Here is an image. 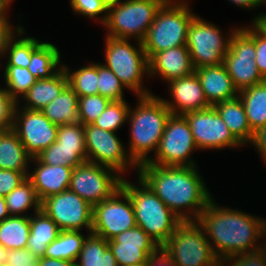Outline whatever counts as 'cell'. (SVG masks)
<instances>
[{
  "label": "cell",
  "mask_w": 266,
  "mask_h": 266,
  "mask_svg": "<svg viewBox=\"0 0 266 266\" xmlns=\"http://www.w3.org/2000/svg\"><path fill=\"white\" fill-rule=\"evenodd\" d=\"M39 260L27 248L7 251L6 263L10 266H38Z\"/></svg>",
  "instance_id": "cell-46"
},
{
  "label": "cell",
  "mask_w": 266,
  "mask_h": 266,
  "mask_svg": "<svg viewBox=\"0 0 266 266\" xmlns=\"http://www.w3.org/2000/svg\"><path fill=\"white\" fill-rule=\"evenodd\" d=\"M75 266H119L108 241L90 233L83 244Z\"/></svg>",
  "instance_id": "cell-30"
},
{
  "label": "cell",
  "mask_w": 266,
  "mask_h": 266,
  "mask_svg": "<svg viewBox=\"0 0 266 266\" xmlns=\"http://www.w3.org/2000/svg\"><path fill=\"white\" fill-rule=\"evenodd\" d=\"M122 179L113 169L86 161L73 168L69 190L93 207L110 198L121 187Z\"/></svg>",
  "instance_id": "cell-13"
},
{
  "label": "cell",
  "mask_w": 266,
  "mask_h": 266,
  "mask_svg": "<svg viewBox=\"0 0 266 266\" xmlns=\"http://www.w3.org/2000/svg\"><path fill=\"white\" fill-rule=\"evenodd\" d=\"M199 169L143 163L137 175L182 221L197 220L214 196Z\"/></svg>",
  "instance_id": "cell-1"
},
{
  "label": "cell",
  "mask_w": 266,
  "mask_h": 266,
  "mask_svg": "<svg viewBox=\"0 0 266 266\" xmlns=\"http://www.w3.org/2000/svg\"><path fill=\"white\" fill-rule=\"evenodd\" d=\"M162 248L176 266H219L220 260L197 220L181 221Z\"/></svg>",
  "instance_id": "cell-9"
},
{
  "label": "cell",
  "mask_w": 266,
  "mask_h": 266,
  "mask_svg": "<svg viewBox=\"0 0 266 266\" xmlns=\"http://www.w3.org/2000/svg\"><path fill=\"white\" fill-rule=\"evenodd\" d=\"M130 104L126 99L111 101L106 109L92 123L107 131L116 132L126 126Z\"/></svg>",
  "instance_id": "cell-38"
},
{
  "label": "cell",
  "mask_w": 266,
  "mask_h": 266,
  "mask_svg": "<svg viewBox=\"0 0 266 266\" xmlns=\"http://www.w3.org/2000/svg\"><path fill=\"white\" fill-rule=\"evenodd\" d=\"M136 98V106L130 104L127 116L129 138L126 149L133 162L140 166L156 153L172 113L162 97L154 93Z\"/></svg>",
  "instance_id": "cell-3"
},
{
  "label": "cell",
  "mask_w": 266,
  "mask_h": 266,
  "mask_svg": "<svg viewBox=\"0 0 266 266\" xmlns=\"http://www.w3.org/2000/svg\"><path fill=\"white\" fill-rule=\"evenodd\" d=\"M135 179L137 180L131 182L129 178H123L121 188L132 201L137 226L162 247L182 220L138 175Z\"/></svg>",
  "instance_id": "cell-4"
},
{
  "label": "cell",
  "mask_w": 266,
  "mask_h": 266,
  "mask_svg": "<svg viewBox=\"0 0 266 266\" xmlns=\"http://www.w3.org/2000/svg\"><path fill=\"white\" fill-rule=\"evenodd\" d=\"M36 158L47 165L74 168L87 161V152L86 149L61 148L57 142H53L48 148L41 151Z\"/></svg>",
  "instance_id": "cell-36"
},
{
  "label": "cell",
  "mask_w": 266,
  "mask_h": 266,
  "mask_svg": "<svg viewBox=\"0 0 266 266\" xmlns=\"http://www.w3.org/2000/svg\"><path fill=\"white\" fill-rule=\"evenodd\" d=\"M67 73L68 85L78 97L98 94V62L88 61L85 65L72 70L70 65L62 62Z\"/></svg>",
  "instance_id": "cell-33"
},
{
  "label": "cell",
  "mask_w": 266,
  "mask_h": 266,
  "mask_svg": "<svg viewBox=\"0 0 266 266\" xmlns=\"http://www.w3.org/2000/svg\"><path fill=\"white\" fill-rule=\"evenodd\" d=\"M107 9L119 5L123 0H102Z\"/></svg>",
  "instance_id": "cell-58"
},
{
  "label": "cell",
  "mask_w": 266,
  "mask_h": 266,
  "mask_svg": "<svg viewBox=\"0 0 266 266\" xmlns=\"http://www.w3.org/2000/svg\"><path fill=\"white\" fill-rule=\"evenodd\" d=\"M69 6L75 16L89 18L99 25L107 20L108 9L102 0H69Z\"/></svg>",
  "instance_id": "cell-40"
},
{
  "label": "cell",
  "mask_w": 266,
  "mask_h": 266,
  "mask_svg": "<svg viewBox=\"0 0 266 266\" xmlns=\"http://www.w3.org/2000/svg\"><path fill=\"white\" fill-rule=\"evenodd\" d=\"M60 48L43 41L32 53L28 70L37 79L50 78L62 67Z\"/></svg>",
  "instance_id": "cell-28"
},
{
  "label": "cell",
  "mask_w": 266,
  "mask_h": 266,
  "mask_svg": "<svg viewBox=\"0 0 266 266\" xmlns=\"http://www.w3.org/2000/svg\"><path fill=\"white\" fill-rule=\"evenodd\" d=\"M26 153L36 158L41 151L56 142L58 125L53 124L39 110H29L16 105L13 127Z\"/></svg>",
  "instance_id": "cell-17"
},
{
  "label": "cell",
  "mask_w": 266,
  "mask_h": 266,
  "mask_svg": "<svg viewBox=\"0 0 266 266\" xmlns=\"http://www.w3.org/2000/svg\"><path fill=\"white\" fill-rule=\"evenodd\" d=\"M219 266H266V258L261 250H257L221 260Z\"/></svg>",
  "instance_id": "cell-44"
},
{
  "label": "cell",
  "mask_w": 266,
  "mask_h": 266,
  "mask_svg": "<svg viewBox=\"0 0 266 266\" xmlns=\"http://www.w3.org/2000/svg\"><path fill=\"white\" fill-rule=\"evenodd\" d=\"M230 4L235 5V7L245 10L254 11L258 8L265 7V0H227ZM261 6V7H260ZM254 9V10H253Z\"/></svg>",
  "instance_id": "cell-51"
},
{
  "label": "cell",
  "mask_w": 266,
  "mask_h": 266,
  "mask_svg": "<svg viewBox=\"0 0 266 266\" xmlns=\"http://www.w3.org/2000/svg\"><path fill=\"white\" fill-rule=\"evenodd\" d=\"M254 42H255V62L258 72L264 78L266 77V37L254 27Z\"/></svg>",
  "instance_id": "cell-48"
},
{
  "label": "cell",
  "mask_w": 266,
  "mask_h": 266,
  "mask_svg": "<svg viewBox=\"0 0 266 266\" xmlns=\"http://www.w3.org/2000/svg\"><path fill=\"white\" fill-rule=\"evenodd\" d=\"M20 22L22 21L20 20L15 26L11 19L0 20V62L3 61L9 42L24 27Z\"/></svg>",
  "instance_id": "cell-45"
},
{
  "label": "cell",
  "mask_w": 266,
  "mask_h": 266,
  "mask_svg": "<svg viewBox=\"0 0 266 266\" xmlns=\"http://www.w3.org/2000/svg\"><path fill=\"white\" fill-rule=\"evenodd\" d=\"M163 4L162 0H123L108 9L107 20L100 27L108 37L142 42Z\"/></svg>",
  "instance_id": "cell-7"
},
{
  "label": "cell",
  "mask_w": 266,
  "mask_h": 266,
  "mask_svg": "<svg viewBox=\"0 0 266 266\" xmlns=\"http://www.w3.org/2000/svg\"><path fill=\"white\" fill-rule=\"evenodd\" d=\"M87 161L113 169L123 178L138 166L128 155L126 143L116 132L103 130L93 124L84 125ZM126 174V175H125Z\"/></svg>",
  "instance_id": "cell-12"
},
{
  "label": "cell",
  "mask_w": 266,
  "mask_h": 266,
  "mask_svg": "<svg viewBox=\"0 0 266 266\" xmlns=\"http://www.w3.org/2000/svg\"><path fill=\"white\" fill-rule=\"evenodd\" d=\"M83 232L61 230L57 238L48 245L44 257L76 262L84 241L90 234Z\"/></svg>",
  "instance_id": "cell-34"
},
{
  "label": "cell",
  "mask_w": 266,
  "mask_h": 266,
  "mask_svg": "<svg viewBox=\"0 0 266 266\" xmlns=\"http://www.w3.org/2000/svg\"><path fill=\"white\" fill-rule=\"evenodd\" d=\"M5 200L10 216H31L41 210V201L28 178L5 196Z\"/></svg>",
  "instance_id": "cell-31"
},
{
  "label": "cell",
  "mask_w": 266,
  "mask_h": 266,
  "mask_svg": "<svg viewBox=\"0 0 266 266\" xmlns=\"http://www.w3.org/2000/svg\"><path fill=\"white\" fill-rule=\"evenodd\" d=\"M13 0H0V20L10 19V10L13 5ZM10 9V10H9Z\"/></svg>",
  "instance_id": "cell-54"
},
{
  "label": "cell",
  "mask_w": 266,
  "mask_h": 266,
  "mask_svg": "<svg viewBox=\"0 0 266 266\" xmlns=\"http://www.w3.org/2000/svg\"><path fill=\"white\" fill-rule=\"evenodd\" d=\"M147 266H176L170 256L160 247L149 256Z\"/></svg>",
  "instance_id": "cell-50"
},
{
  "label": "cell",
  "mask_w": 266,
  "mask_h": 266,
  "mask_svg": "<svg viewBox=\"0 0 266 266\" xmlns=\"http://www.w3.org/2000/svg\"><path fill=\"white\" fill-rule=\"evenodd\" d=\"M111 101L100 94L78 97V111L83 125L92 124Z\"/></svg>",
  "instance_id": "cell-41"
},
{
  "label": "cell",
  "mask_w": 266,
  "mask_h": 266,
  "mask_svg": "<svg viewBox=\"0 0 266 266\" xmlns=\"http://www.w3.org/2000/svg\"><path fill=\"white\" fill-rule=\"evenodd\" d=\"M30 216H9L0 222V244L8 251L27 248Z\"/></svg>",
  "instance_id": "cell-35"
},
{
  "label": "cell",
  "mask_w": 266,
  "mask_h": 266,
  "mask_svg": "<svg viewBox=\"0 0 266 266\" xmlns=\"http://www.w3.org/2000/svg\"><path fill=\"white\" fill-rule=\"evenodd\" d=\"M191 6L192 3L163 4L142 41L148 59L154 53L186 46L188 28L196 15Z\"/></svg>",
  "instance_id": "cell-6"
},
{
  "label": "cell",
  "mask_w": 266,
  "mask_h": 266,
  "mask_svg": "<svg viewBox=\"0 0 266 266\" xmlns=\"http://www.w3.org/2000/svg\"><path fill=\"white\" fill-rule=\"evenodd\" d=\"M250 23L261 33L266 37V12L260 11V13L257 12V14H253V17H251Z\"/></svg>",
  "instance_id": "cell-52"
},
{
  "label": "cell",
  "mask_w": 266,
  "mask_h": 266,
  "mask_svg": "<svg viewBox=\"0 0 266 266\" xmlns=\"http://www.w3.org/2000/svg\"><path fill=\"white\" fill-rule=\"evenodd\" d=\"M127 266H147V264H139V265H127Z\"/></svg>",
  "instance_id": "cell-60"
},
{
  "label": "cell",
  "mask_w": 266,
  "mask_h": 266,
  "mask_svg": "<svg viewBox=\"0 0 266 266\" xmlns=\"http://www.w3.org/2000/svg\"><path fill=\"white\" fill-rule=\"evenodd\" d=\"M199 151L189 123L183 115H171L154 156L146 162L159 166H197Z\"/></svg>",
  "instance_id": "cell-10"
},
{
  "label": "cell",
  "mask_w": 266,
  "mask_h": 266,
  "mask_svg": "<svg viewBox=\"0 0 266 266\" xmlns=\"http://www.w3.org/2000/svg\"><path fill=\"white\" fill-rule=\"evenodd\" d=\"M26 178L22 172L0 169V196H7Z\"/></svg>",
  "instance_id": "cell-47"
},
{
  "label": "cell",
  "mask_w": 266,
  "mask_h": 266,
  "mask_svg": "<svg viewBox=\"0 0 266 266\" xmlns=\"http://www.w3.org/2000/svg\"><path fill=\"white\" fill-rule=\"evenodd\" d=\"M235 26V27H234ZM241 25H234L224 34L220 26L195 15L188 28L186 47L194 69L224 63L231 37Z\"/></svg>",
  "instance_id": "cell-8"
},
{
  "label": "cell",
  "mask_w": 266,
  "mask_h": 266,
  "mask_svg": "<svg viewBox=\"0 0 266 266\" xmlns=\"http://www.w3.org/2000/svg\"><path fill=\"white\" fill-rule=\"evenodd\" d=\"M149 79H161L168 83L195 72L191 55L186 46L173 47L154 53L149 59Z\"/></svg>",
  "instance_id": "cell-20"
},
{
  "label": "cell",
  "mask_w": 266,
  "mask_h": 266,
  "mask_svg": "<svg viewBox=\"0 0 266 266\" xmlns=\"http://www.w3.org/2000/svg\"><path fill=\"white\" fill-rule=\"evenodd\" d=\"M253 133L266 125V83L263 81L239 91Z\"/></svg>",
  "instance_id": "cell-29"
},
{
  "label": "cell",
  "mask_w": 266,
  "mask_h": 266,
  "mask_svg": "<svg viewBox=\"0 0 266 266\" xmlns=\"http://www.w3.org/2000/svg\"><path fill=\"white\" fill-rule=\"evenodd\" d=\"M68 85L67 73L61 67L50 78L37 79L36 82L17 101L20 107L41 110L52 102Z\"/></svg>",
  "instance_id": "cell-23"
},
{
  "label": "cell",
  "mask_w": 266,
  "mask_h": 266,
  "mask_svg": "<svg viewBox=\"0 0 266 266\" xmlns=\"http://www.w3.org/2000/svg\"><path fill=\"white\" fill-rule=\"evenodd\" d=\"M108 245L119 266L148 264L149 256L160 248L139 226L108 240Z\"/></svg>",
  "instance_id": "cell-18"
},
{
  "label": "cell",
  "mask_w": 266,
  "mask_h": 266,
  "mask_svg": "<svg viewBox=\"0 0 266 266\" xmlns=\"http://www.w3.org/2000/svg\"><path fill=\"white\" fill-rule=\"evenodd\" d=\"M254 26L242 24L233 34L224 65L238 91L259 84L264 78L255 62Z\"/></svg>",
  "instance_id": "cell-11"
},
{
  "label": "cell",
  "mask_w": 266,
  "mask_h": 266,
  "mask_svg": "<svg viewBox=\"0 0 266 266\" xmlns=\"http://www.w3.org/2000/svg\"><path fill=\"white\" fill-rule=\"evenodd\" d=\"M136 226L132 201L121 187L110 198L93 206L91 233L107 241Z\"/></svg>",
  "instance_id": "cell-15"
},
{
  "label": "cell",
  "mask_w": 266,
  "mask_h": 266,
  "mask_svg": "<svg viewBox=\"0 0 266 266\" xmlns=\"http://www.w3.org/2000/svg\"><path fill=\"white\" fill-rule=\"evenodd\" d=\"M166 84L169 99L162 97V100L173 115H184L211 106L204 96L201 82L195 72Z\"/></svg>",
  "instance_id": "cell-19"
},
{
  "label": "cell",
  "mask_w": 266,
  "mask_h": 266,
  "mask_svg": "<svg viewBox=\"0 0 266 266\" xmlns=\"http://www.w3.org/2000/svg\"><path fill=\"white\" fill-rule=\"evenodd\" d=\"M125 90L128 91L118 77L98 62V94L110 101H121L125 99Z\"/></svg>",
  "instance_id": "cell-39"
},
{
  "label": "cell",
  "mask_w": 266,
  "mask_h": 266,
  "mask_svg": "<svg viewBox=\"0 0 266 266\" xmlns=\"http://www.w3.org/2000/svg\"><path fill=\"white\" fill-rule=\"evenodd\" d=\"M40 111L53 124L58 126L80 122L78 96L69 85Z\"/></svg>",
  "instance_id": "cell-27"
},
{
  "label": "cell",
  "mask_w": 266,
  "mask_h": 266,
  "mask_svg": "<svg viewBox=\"0 0 266 266\" xmlns=\"http://www.w3.org/2000/svg\"><path fill=\"white\" fill-rule=\"evenodd\" d=\"M31 159L13 129L0 131V169L15 170L28 177Z\"/></svg>",
  "instance_id": "cell-25"
},
{
  "label": "cell",
  "mask_w": 266,
  "mask_h": 266,
  "mask_svg": "<svg viewBox=\"0 0 266 266\" xmlns=\"http://www.w3.org/2000/svg\"><path fill=\"white\" fill-rule=\"evenodd\" d=\"M38 266H75V262L65 259L42 257Z\"/></svg>",
  "instance_id": "cell-53"
},
{
  "label": "cell",
  "mask_w": 266,
  "mask_h": 266,
  "mask_svg": "<svg viewBox=\"0 0 266 266\" xmlns=\"http://www.w3.org/2000/svg\"><path fill=\"white\" fill-rule=\"evenodd\" d=\"M7 250L0 244V266L6 264Z\"/></svg>",
  "instance_id": "cell-57"
},
{
  "label": "cell",
  "mask_w": 266,
  "mask_h": 266,
  "mask_svg": "<svg viewBox=\"0 0 266 266\" xmlns=\"http://www.w3.org/2000/svg\"><path fill=\"white\" fill-rule=\"evenodd\" d=\"M23 27L18 34L9 42L4 55V62L0 66H16L28 68L31 53L43 42L42 39L30 36ZM4 64V65H3Z\"/></svg>",
  "instance_id": "cell-32"
},
{
  "label": "cell",
  "mask_w": 266,
  "mask_h": 266,
  "mask_svg": "<svg viewBox=\"0 0 266 266\" xmlns=\"http://www.w3.org/2000/svg\"><path fill=\"white\" fill-rule=\"evenodd\" d=\"M250 145L266 166V125L254 133V138Z\"/></svg>",
  "instance_id": "cell-49"
},
{
  "label": "cell",
  "mask_w": 266,
  "mask_h": 266,
  "mask_svg": "<svg viewBox=\"0 0 266 266\" xmlns=\"http://www.w3.org/2000/svg\"><path fill=\"white\" fill-rule=\"evenodd\" d=\"M0 72L3 75V77H0L3 80L1 86H3L16 101H18L37 80L28 68L25 67L0 66ZM3 82L5 84H3Z\"/></svg>",
  "instance_id": "cell-37"
},
{
  "label": "cell",
  "mask_w": 266,
  "mask_h": 266,
  "mask_svg": "<svg viewBox=\"0 0 266 266\" xmlns=\"http://www.w3.org/2000/svg\"><path fill=\"white\" fill-rule=\"evenodd\" d=\"M104 59L102 62L121 81L125 88L136 96H146L153 92L145 81L149 78L148 57L142 42L104 35ZM133 43V44H132ZM105 62V63H104Z\"/></svg>",
  "instance_id": "cell-5"
},
{
  "label": "cell",
  "mask_w": 266,
  "mask_h": 266,
  "mask_svg": "<svg viewBox=\"0 0 266 266\" xmlns=\"http://www.w3.org/2000/svg\"><path fill=\"white\" fill-rule=\"evenodd\" d=\"M73 168L61 165H47L37 158H32L28 179L32 182L40 201L48 196L62 193L69 189Z\"/></svg>",
  "instance_id": "cell-21"
},
{
  "label": "cell",
  "mask_w": 266,
  "mask_h": 266,
  "mask_svg": "<svg viewBox=\"0 0 266 266\" xmlns=\"http://www.w3.org/2000/svg\"><path fill=\"white\" fill-rule=\"evenodd\" d=\"M41 210L60 230L92 232L93 207L69 189L43 199Z\"/></svg>",
  "instance_id": "cell-16"
},
{
  "label": "cell",
  "mask_w": 266,
  "mask_h": 266,
  "mask_svg": "<svg viewBox=\"0 0 266 266\" xmlns=\"http://www.w3.org/2000/svg\"><path fill=\"white\" fill-rule=\"evenodd\" d=\"M164 3H190L191 0H162Z\"/></svg>",
  "instance_id": "cell-59"
},
{
  "label": "cell",
  "mask_w": 266,
  "mask_h": 266,
  "mask_svg": "<svg viewBox=\"0 0 266 266\" xmlns=\"http://www.w3.org/2000/svg\"><path fill=\"white\" fill-rule=\"evenodd\" d=\"M60 231L57 224L42 210L32 214L27 249L38 258L44 257L48 245L57 238Z\"/></svg>",
  "instance_id": "cell-26"
},
{
  "label": "cell",
  "mask_w": 266,
  "mask_h": 266,
  "mask_svg": "<svg viewBox=\"0 0 266 266\" xmlns=\"http://www.w3.org/2000/svg\"><path fill=\"white\" fill-rule=\"evenodd\" d=\"M260 250L264 253V256L266 258V224H265L264 229L262 231Z\"/></svg>",
  "instance_id": "cell-56"
},
{
  "label": "cell",
  "mask_w": 266,
  "mask_h": 266,
  "mask_svg": "<svg viewBox=\"0 0 266 266\" xmlns=\"http://www.w3.org/2000/svg\"><path fill=\"white\" fill-rule=\"evenodd\" d=\"M183 116L189 123L199 152L243 149L213 106Z\"/></svg>",
  "instance_id": "cell-14"
},
{
  "label": "cell",
  "mask_w": 266,
  "mask_h": 266,
  "mask_svg": "<svg viewBox=\"0 0 266 266\" xmlns=\"http://www.w3.org/2000/svg\"><path fill=\"white\" fill-rule=\"evenodd\" d=\"M16 105L17 101L0 86V131L12 129Z\"/></svg>",
  "instance_id": "cell-43"
},
{
  "label": "cell",
  "mask_w": 266,
  "mask_h": 266,
  "mask_svg": "<svg viewBox=\"0 0 266 266\" xmlns=\"http://www.w3.org/2000/svg\"><path fill=\"white\" fill-rule=\"evenodd\" d=\"M227 125L233 136L244 146L248 147L253 141L252 132L243 103L239 96L221 101L213 105Z\"/></svg>",
  "instance_id": "cell-24"
},
{
  "label": "cell",
  "mask_w": 266,
  "mask_h": 266,
  "mask_svg": "<svg viewBox=\"0 0 266 266\" xmlns=\"http://www.w3.org/2000/svg\"><path fill=\"white\" fill-rule=\"evenodd\" d=\"M10 216L7 205H6V200L4 196H0V222L5 220Z\"/></svg>",
  "instance_id": "cell-55"
},
{
  "label": "cell",
  "mask_w": 266,
  "mask_h": 266,
  "mask_svg": "<svg viewBox=\"0 0 266 266\" xmlns=\"http://www.w3.org/2000/svg\"><path fill=\"white\" fill-rule=\"evenodd\" d=\"M234 208L223 206L212 197L197 218L220 261L261 247L266 218Z\"/></svg>",
  "instance_id": "cell-2"
},
{
  "label": "cell",
  "mask_w": 266,
  "mask_h": 266,
  "mask_svg": "<svg viewBox=\"0 0 266 266\" xmlns=\"http://www.w3.org/2000/svg\"><path fill=\"white\" fill-rule=\"evenodd\" d=\"M195 73L201 82L204 96L211 106L239 95L224 63L197 68Z\"/></svg>",
  "instance_id": "cell-22"
},
{
  "label": "cell",
  "mask_w": 266,
  "mask_h": 266,
  "mask_svg": "<svg viewBox=\"0 0 266 266\" xmlns=\"http://www.w3.org/2000/svg\"><path fill=\"white\" fill-rule=\"evenodd\" d=\"M56 142L61 148L86 149L84 125L81 122L59 125Z\"/></svg>",
  "instance_id": "cell-42"
}]
</instances>
